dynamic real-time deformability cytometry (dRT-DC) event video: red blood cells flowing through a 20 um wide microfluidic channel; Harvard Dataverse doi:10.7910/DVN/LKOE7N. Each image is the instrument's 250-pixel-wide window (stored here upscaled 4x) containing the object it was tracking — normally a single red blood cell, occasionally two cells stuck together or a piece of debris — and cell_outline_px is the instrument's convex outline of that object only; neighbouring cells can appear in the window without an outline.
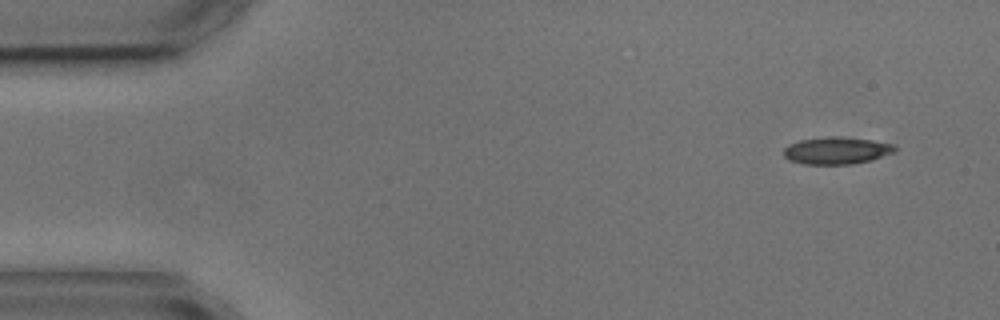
{"species": "common noctule bat (a hibernating species)", "species_latin": "Nyctalus noctula", "temperature_condition": "cold", "stored_images_in_passage": 4, "camera_frame_rate_fps": 3000, "um_per_image_px": 0.085, "animal": {"sex": "male", "body_mass_g": 17.9, "forearm_length_mm": 54.2}, "frame": {"image": 1, "passage_image": 1, "time_ms": 0.0, "image_size_px": [1000, 320], "cell_outline_px": [[896, 152], [872, 160], [852, 164], [804, 164], [788, 160], [784, 156], [784, 148], [788, 144], [800, 140], [828, 136], [840, 136], [872, 140], [896, 144]], "centroid_in_image_um": [71.14, 12.79], "position_along_channel_um": 13.9, "area_um2": 17.86}}
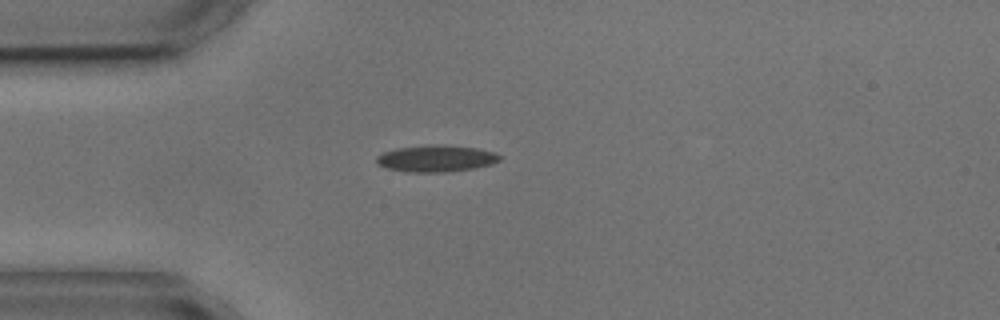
{"frame": {"image": 2, "passage_image": 3, "time_ms": 3.333, "image_size_px": [1000, 320], "cell_outline_px": [[500, 160], [492, 164], [476, 168], [444, 172], [412, 172], [388, 168], [376, 164], [376, 156], [384, 152], [396, 148], [428, 144], [444, 144], [476, 148], [496, 152], [500, 156]], "centroid_in_image_um": [37.08, 13.46], "position_along_channel_um": 47.9, "area_um2": 19.31}}